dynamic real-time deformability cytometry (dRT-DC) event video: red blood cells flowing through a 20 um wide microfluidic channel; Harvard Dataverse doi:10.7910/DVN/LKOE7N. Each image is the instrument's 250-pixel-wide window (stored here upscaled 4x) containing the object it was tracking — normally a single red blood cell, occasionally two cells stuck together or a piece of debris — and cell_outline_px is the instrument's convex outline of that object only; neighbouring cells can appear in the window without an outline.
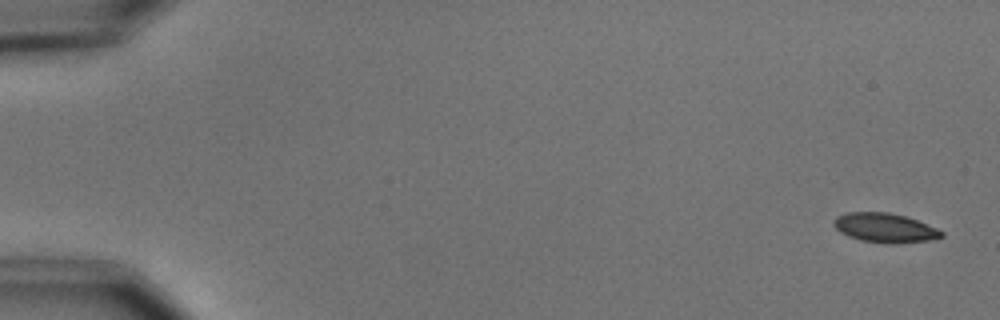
{"species": "common noctule bat (a hibernating species)", "species_latin": "Nyctalus noctula", "temperature_condition": "cold", "stored_images_in_passage": 5, "camera_frame_rate_fps": 3000, "um_per_image_px": 0.085, "animal": {"sex": "male", "body_mass_g": 15.6}, "frame": {"image": 1, "passage_image": 1, "time_ms": 0.0, "image_size_px": [1000, 320], "cell_outline_px": [[944, 236], [932, 240], [896, 244], [888, 244], [860, 240], [848, 236], [840, 232], [832, 224], [832, 220], [836, 216], [848, 212], [888, 212], [904, 216], [916, 220], [936, 228], [944, 232]], "centroid_in_image_um": [75.2, 19.37], "position_along_channel_um": 9.8, "area_um2": 18.55}}
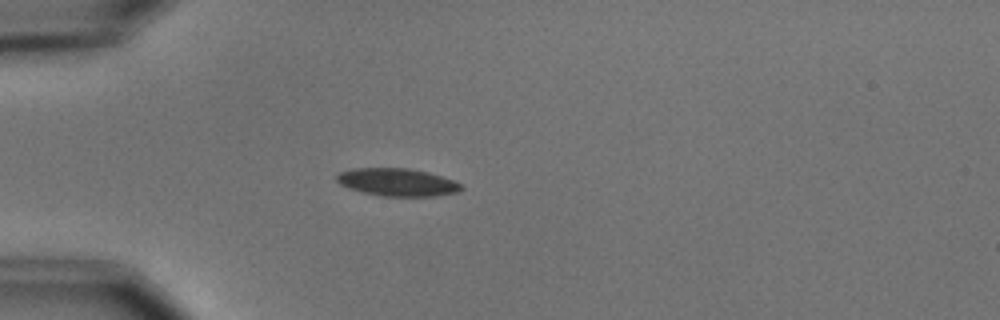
{"frame": {"image": 2, "passage_image": 5, "time_ms": 4.667, "image_size_px": [1000, 320], "cell_outline_px": [[464, 188], [460, 192], [436, 196], [384, 196], [364, 192], [348, 188], [340, 184], [336, 180], [336, 176], [340, 172], [352, 168], [408, 168], [428, 172], [452, 180], [460, 184]], "centroid_in_image_um": [33.77, 15.49], "position_along_channel_um": 51.2, "area_um2": 20.06}}